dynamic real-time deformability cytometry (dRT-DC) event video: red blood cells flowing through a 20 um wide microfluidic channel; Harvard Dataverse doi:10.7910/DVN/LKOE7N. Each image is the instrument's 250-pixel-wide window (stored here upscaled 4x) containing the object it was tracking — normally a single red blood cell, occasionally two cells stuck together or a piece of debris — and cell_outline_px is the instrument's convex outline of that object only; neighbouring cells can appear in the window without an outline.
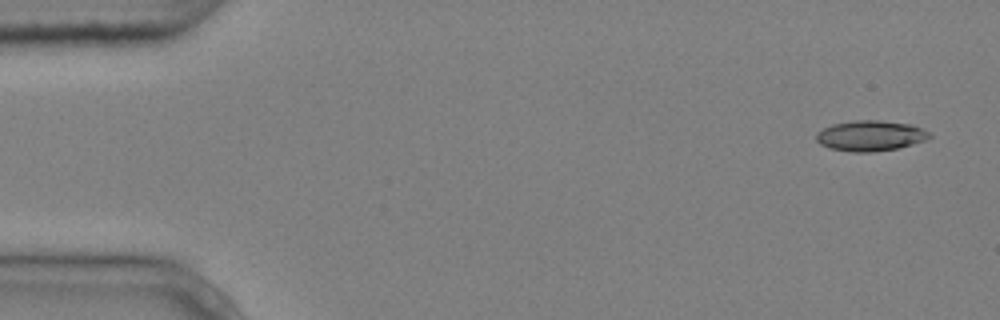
{"species": "common noctule bat (a hibernating species)", "species_latin": "Nyctalus noctula", "temperature_condition": "cold", "stored_images_in_passage": 9, "camera_frame_rate_fps": 3000, "um_per_image_px": 0.085, "animal": {"sex": "male", "body_mass_g": 20.4}, "frame": {"image": 1, "passage_image": 1, "time_ms": 0.0, "image_size_px": [1000, 320], "cell_outline_px": [[932, 136], [928, 140], [900, 148], [872, 152], [852, 152], [828, 148], [820, 144], [816, 140], [816, 132], [832, 124], [856, 120], [880, 120], [912, 124], [932, 132]], "centroid_in_image_um": [74.03, 11.54], "position_along_channel_um": 11.0, "area_um2": 20.52}}
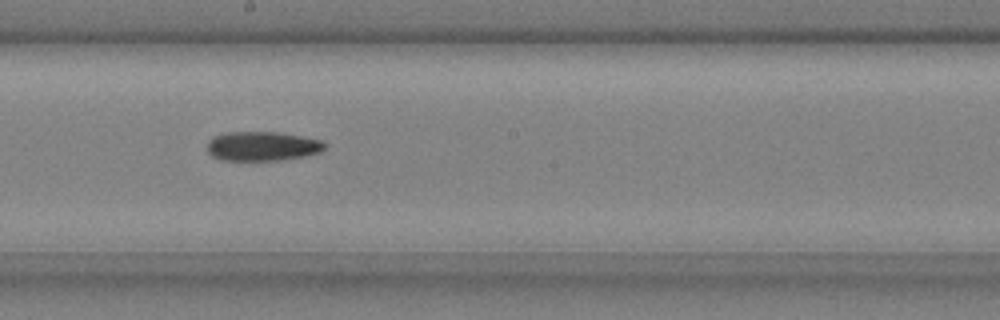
{"frame": {"image": 2, "passage_image": 9, "time_ms": 2.667, "image_size_px": [1000, 320], "cell_outline_px": [[328, 144], [320, 152], [304, 156], [280, 160], [220, 160], [212, 156], [208, 152], [208, 140], [212, 136], [224, 132], [276, 132], [324, 140]], "centroid_in_image_um": [22.29, 12.42], "position_along_channel_um": 225.9, "area_um2": 20.23}}